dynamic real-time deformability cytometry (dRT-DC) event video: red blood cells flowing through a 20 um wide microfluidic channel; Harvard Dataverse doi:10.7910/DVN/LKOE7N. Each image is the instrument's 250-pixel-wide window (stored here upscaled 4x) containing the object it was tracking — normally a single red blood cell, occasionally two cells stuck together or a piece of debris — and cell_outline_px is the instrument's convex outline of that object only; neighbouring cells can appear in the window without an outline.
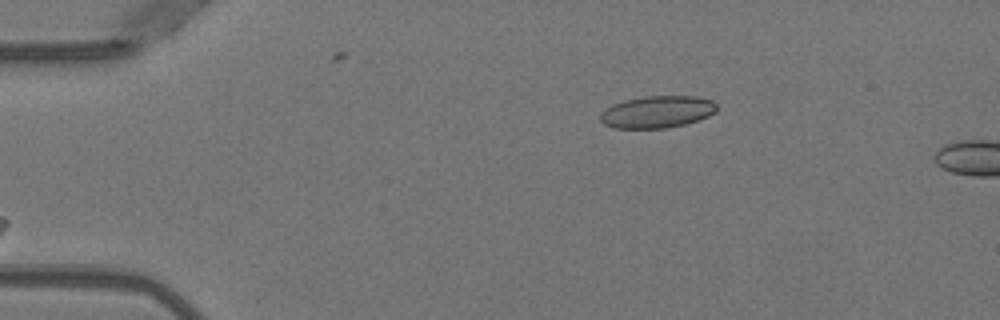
{"species": "Egyptian fruit bat (a non-hibernating species)", "species_latin": "Rousettus aegyptiacus", "temperature_condition": "warm", "stored_images_in_passage": 5, "camera_frame_rate_fps": 3000, "um_per_image_px": 0.085, "animal": {"sex": "female"}, "frame": {"image": 1, "passage_image": 2, "time_ms": 0.333, "image_size_px": [1000, 320], "cell_outline_px": [[716, 112], [708, 116], [684, 124], [668, 128], [612, 128], [604, 124], [600, 120], [600, 116], [612, 104], [624, 100], [644, 96], [696, 96], [712, 100], [716, 104]], "centroid_in_image_um": [55.87, 9.51], "position_along_channel_um": 29.1, "area_um2": 21.68}}
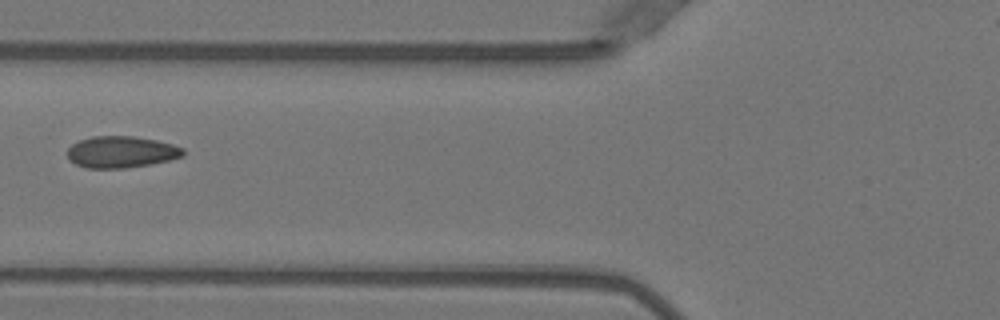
{"frame": {"image": 2, "passage_image": 5, "time_ms": 1.333, "image_size_px": [1000, 320], "cell_outline_px": [[184, 156], [168, 160], [148, 164], [124, 168], [88, 168], [76, 164], [68, 160], [68, 148], [72, 144], [80, 140], [92, 136], [132, 136], [156, 140], [172, 144], [184, 148]], "centroid_in_image_um": [10.29, 12.91], "position_along_channel_um": 115.5, "area_um2": 21.21}}